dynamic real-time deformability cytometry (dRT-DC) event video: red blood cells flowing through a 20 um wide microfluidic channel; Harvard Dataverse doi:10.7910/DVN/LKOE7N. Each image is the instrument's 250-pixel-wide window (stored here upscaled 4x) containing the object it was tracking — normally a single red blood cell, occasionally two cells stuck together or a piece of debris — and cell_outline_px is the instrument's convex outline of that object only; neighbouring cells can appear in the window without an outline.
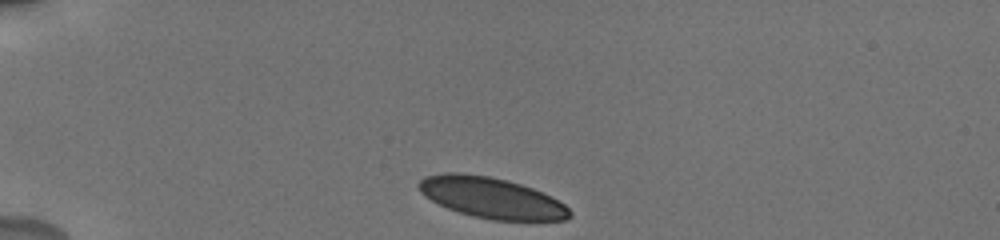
{"species": "human", "species_latin": "Homo sapiens", "temperature_condition": "cold", "stored_images_in_passage": 7, "camera_frame_rate_fps": 3000, "um_per_image_px": 0.085, "donor": {"sex": "male"}, "frame": {"image": 1, "passage_image": 1, "time_ms": 0.0, "image_size_px": [1000, 240], "cell_outline_px": [[572, 216], [564, 220], [492, 220], [472, 216], [448, 208], [424, 196], [420, 192], [416, 184], [424, 176], [444, 172], [460, 172], [488, 176], [508, 180], [532, 188], [552, 196], [564, 204], [572, 212]], "centroid_in_image_um": [41.76, 16.8], "position_along_channel_um": 43.2, "area_um2": 36.01}}
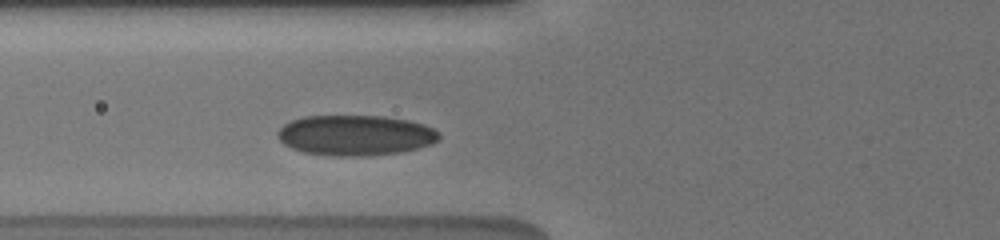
{"frame": {"image": 2, "passage_image": 7, "time_ms": 2.667, "image_size_px": [1000, 240], "cell_outline_px": [[440, 136], [436, 140], [428, 144], [416, 148], [400, 152], [364, 156], [332, 156], [304, 152], [292, 148], [284, 144], [276, 136], [276, 132], [284, 124], [292, 120], [304, 116], [384, 116], [408, 120], [424, 124], [440, 132]], "centroid_in_image_um": [30.17, 11.49], "position_along_channel_um": 95.6, "area_um2": 37.92}}